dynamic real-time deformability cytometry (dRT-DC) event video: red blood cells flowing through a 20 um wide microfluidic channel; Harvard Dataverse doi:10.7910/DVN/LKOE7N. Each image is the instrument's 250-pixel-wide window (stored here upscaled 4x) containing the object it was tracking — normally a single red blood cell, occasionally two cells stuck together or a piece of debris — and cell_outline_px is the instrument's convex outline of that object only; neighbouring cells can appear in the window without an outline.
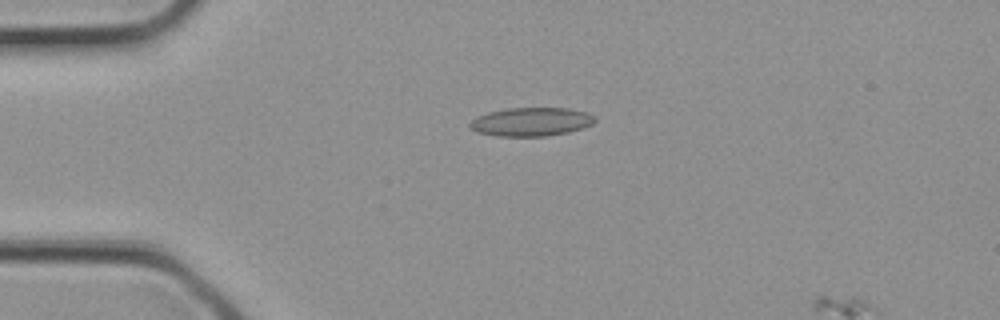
{"species": "common noctule bat (a hibernating species)", "species_latin": "Nyctalus noctula", "temperature_condition": "cold", "stored_images_in_passage": 3, "camera_frame_rate_fps": 3000, "um_per_image_px": 0.085, "animal": {"sex": "female", "body_mass_g": 21.9}, "frame": {"image": 1, "passage_image": 2, "time_ms": 0.333, "image_size_px": [1000, 320], "cell_outline_px": [[596, 120], [592, 124], [584, 128], [568, 132], [548, 136], [496, 136], [476, 132], [468, 128], [468, 124], [476, 116], [488, 112], [508, 108], [568, 108], [588, 112], [596, 116]], "centroid_in_image_um": [45.15, 10.35], "position_along_channel_um": 39.9, "area_um2": 21.15}}